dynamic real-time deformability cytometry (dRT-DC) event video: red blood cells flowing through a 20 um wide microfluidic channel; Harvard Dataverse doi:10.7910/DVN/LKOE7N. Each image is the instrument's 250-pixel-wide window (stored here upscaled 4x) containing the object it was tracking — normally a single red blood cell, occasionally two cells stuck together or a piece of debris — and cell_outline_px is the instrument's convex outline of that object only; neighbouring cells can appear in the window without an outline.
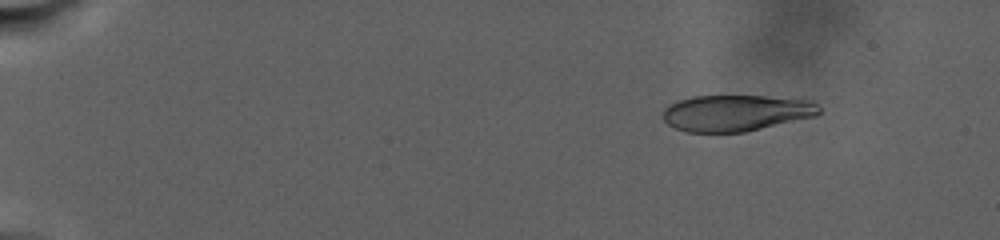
{"species": "human", "species_latin": "Homo sapiens", "temperature_condition": "warm", "stored_images_in_passage": 35, "camera_frame_rate_fps": 3000, "um_per_image_px": 0.085, "donor": {"sex": "male"}, "frame": {"image": 1, "passage_image": 5, "time_ms": 3.667, "image_size_px": [1000, 240], "cell_outline_px": [[820, 112], [816, 116], [744, 132], [688, 132], [676, 128], [668, 124], [664, 120], [664, 108], [668, 104], [676, 100], [692, 96], [764, 96], [808, 100], [816, 104], [820, 108]], "centroid_in_image_um": [62.53, 9.59], "position_along_channel_um": 22.5, "area_um2": 32.95}}
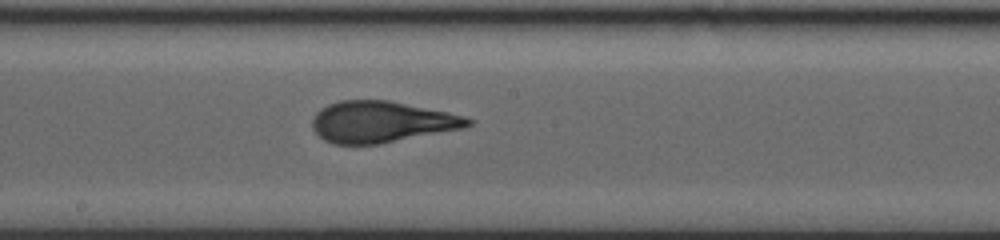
{"frame": {"image": 2, "passage_image": 21, "time_ms": 18.0, "image_size_px": [1000, 240], "cell_outline_px": [[472, 124], [464, 128], [380, 144], [332, 144], [324, 140], [312, 128], [312, 116], [320, 108], [328, 104], [340, 100], [388, 100], [448, 112], [464, 116], [472, 120]], "centroid_in_image_um": [32.39, 10.36], "position_along_channel_um": 215.8, "area_um2": 37.51}}
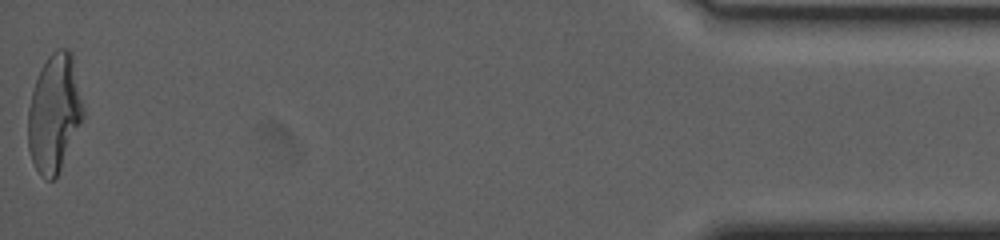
{"frame": {"image": 3, "passage_image": 35, "time_ms": 30.667, "image_size_px": [1000, 240], "cell_outline_px": [[84, 116], [60, 168], [56, 176], [52, 180], [48, 180], [40, 176], [32, 160], [28, 148], [28, 108], [32, 92], [36, 80], [48, 56], [56, 48], [68, 48], [72, 52], [84, 108]], "centroid_in_image_um": [4.62, 9.59], "position_along_channel_um": 430.6, "area_um2": 37.57}, "authors_computed_cell_mechanics": {"area_um2": 36.8186, "velocity_mm_per_s": 2.3101, "shape_relaxation_time_tau1_ms": 11.0715, "shape_relaxation_time_tau2_ms": 1.3119, "deformation_change_tau1": 0.2707, "deformation_change_tau2": 0.0638}}